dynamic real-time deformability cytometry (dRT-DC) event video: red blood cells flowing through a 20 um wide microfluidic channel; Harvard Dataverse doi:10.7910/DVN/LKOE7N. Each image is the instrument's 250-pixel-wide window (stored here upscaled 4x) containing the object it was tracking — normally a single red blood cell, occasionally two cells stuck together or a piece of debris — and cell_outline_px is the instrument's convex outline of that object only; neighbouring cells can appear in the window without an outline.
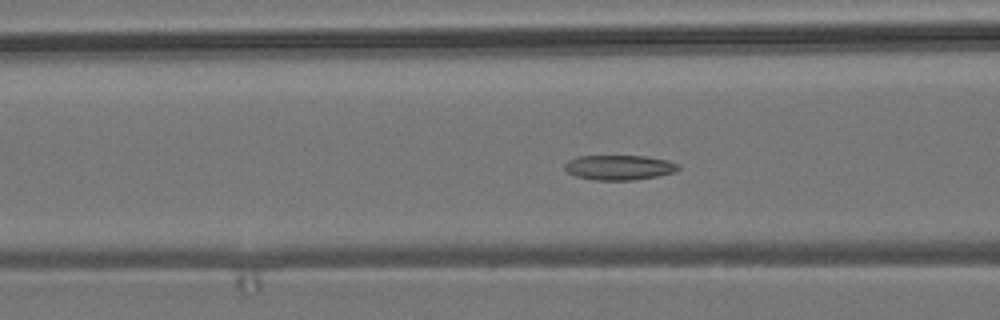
{"species": "common noctule bat (a hibernating species)", "species_latin": "Nyctalus noctula", "temperature_condition": "room temperature", "stored_images_in_passage": 57, "camera_frame_rate_fps": 3000, "um_per_image_px": 0.085, "animal": {"sex": "male", "body_mass_g": 19.2, "forearm_length_mm": 51.8}, "frame": {"image": 1, "passage_image": 23, "time_ms": 7.333, "image_size_px": [1000, 320], "cell_outline_px": [[680, 168], [676, 172], [656, 176], [632, 180], [596, 180], [576, 176], [568, 172], [564, 168], [564, 164], [568, 160], [576, 156], [644, 156], [668, 160], [680, 164]], "centroid_in_image_um": [52.64, 14.23], "position_along_channel_um": 114.0, "area_um2": 16.53}}
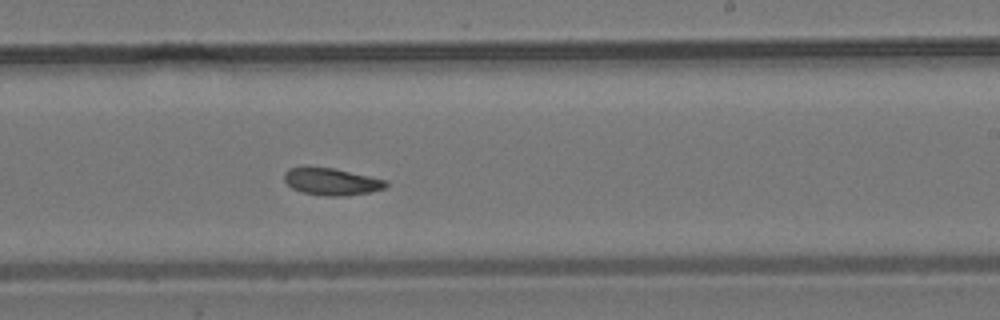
{"frame": {"image": 2, "passage_image": 35, "time_ms": 11.333, "image_size_px": [1000, 320], "cell_outline_px": [[388, 184], [384, 188], [372, 192], [348, 196], [324, 196], [300, 192], [292, 188], [284, 180], [284, 172], [288, 168], [304, 164], [308, 164], [332, 168], [388, 180]], "centroid_in_image_um": [28.12, 15.41], "position_along_channel_um": 260.9, "area_um2": 16.7}}
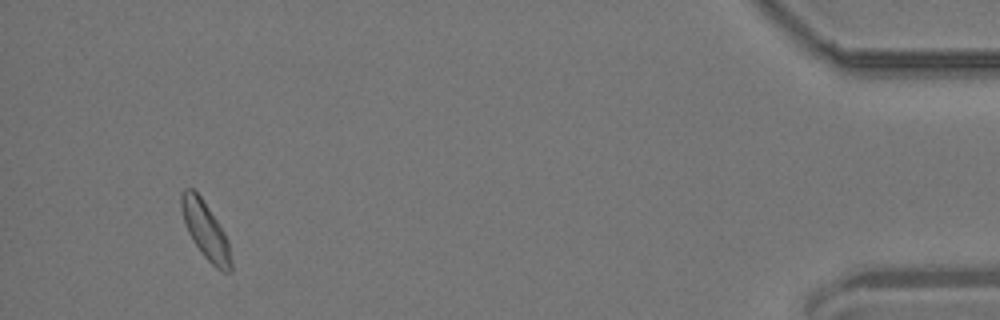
{"frame": {"image": 3, "passage_image": 54, "time_ms": 17.667, "image_size_px": [1000, 320], "cell_outline_px": [[232, 272], [220, 272], [204, 256], [192, 240], [188, 232], [180, 208], [180, 192], [184, 188], [192, 188], [200, 196], [224, 232], [228, 240], [232, 260]], "centroid_in_image_um": [17.47, 19.6], "position_along_channel_um": 417.7, "area_um2": 16.53}, "authors_computed_cell_mechanics": {"area_um2": 16.8198, "velocity_mm_per_s": 3.671, "shape_relaxation_time_tau1_ms": 5.8179, "shape_relaxation_time_tau2_ms": 4.3332, "deformation_change_tau1": 0.0963, "deformation_change_tau2": 0.0973}}